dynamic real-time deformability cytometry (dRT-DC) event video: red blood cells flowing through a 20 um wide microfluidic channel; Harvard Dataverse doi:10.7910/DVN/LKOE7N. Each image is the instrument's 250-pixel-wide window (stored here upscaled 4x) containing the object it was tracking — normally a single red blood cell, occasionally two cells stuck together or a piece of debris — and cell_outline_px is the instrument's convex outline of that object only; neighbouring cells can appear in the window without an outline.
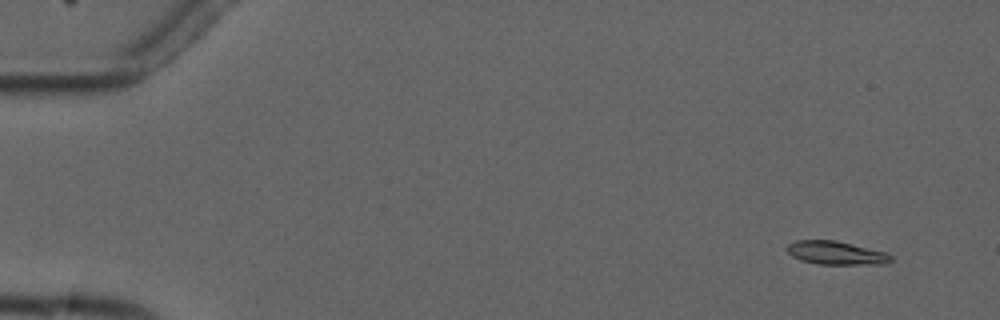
{"species": "common noctule bat (a hibernating species)", "species_latin": "Nyctalus noctula", "temperature_condition": "cold", "stored_images_in_passage": 10, "camera_frame_rate_fps": 3000, "um_per_image_px": 0.085, "animal": {"sex": "male", "forearm_length_mm": 52.5}, "frame": {"image": 1, "passage_image": 1, "time_ms": 0.0, "image_size_px": [1000, 320], "cell_outline_px": [[892, 260], [888, 264], [820, 264], [800, 260], [792, 256], [784, 248], [788, 244], [796, 240], [836, 240], [884, 252], [892, 256]], "centroid_in_image_um": [71.03, 21.5], "position_along_channel_um": 14.0, "area_um2": 14.16}}
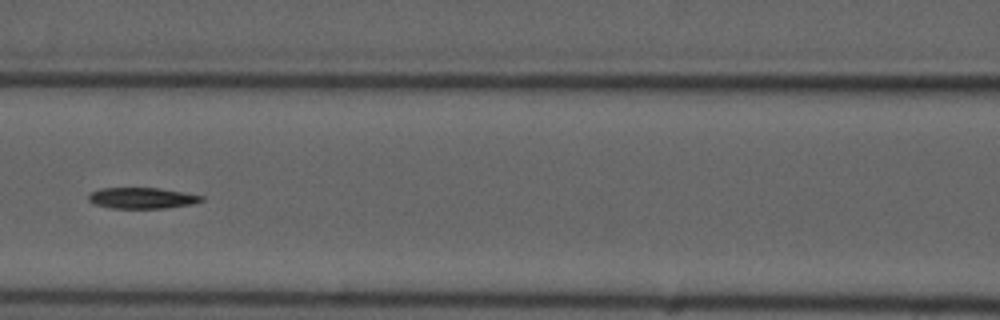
{"frame": {"image": 2, "passage_image": 7, "time_ms": 7.0, "image_size_px": [1000, 320], "cell_outline_px": [[204, 200], [192, 204], [164, 208], [112, 208], [96, 204], [88, 200], [88, 196], [92, 192], [100, 188], [160, 188], [184, 192], [204, 196]], "centroid_in_image_um": [12.1, 16.83], "position_along_channel_um": 154.5, "area_um2": 13.76}}
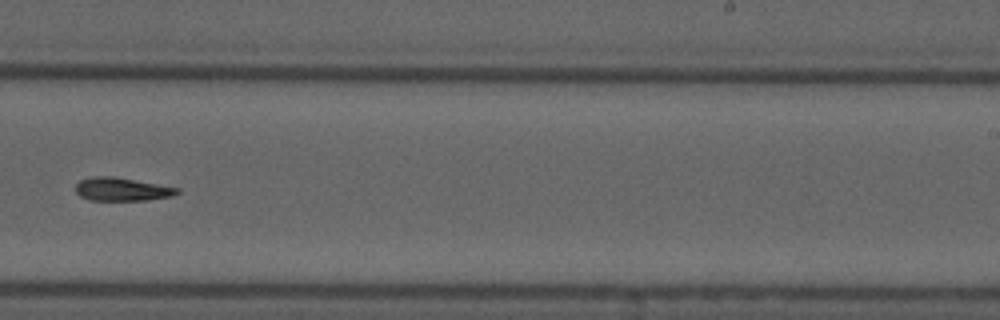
{"frame": {"image": 3, "passage_image": 10, "time_ms": 10.333, "image_size_px": [1000, 320], "cell_outline_px": [[180, 192], [172, 196], [144, 200], [88, 200], [80, 196], [76, 192], [76, 184], [80, 180], [88, 176], [112, 176], [180, 188]], "centroid_in_image_um": [10.33, 16.08], "position_along_channel_um": 278.7, "area_um2": 13.76}}